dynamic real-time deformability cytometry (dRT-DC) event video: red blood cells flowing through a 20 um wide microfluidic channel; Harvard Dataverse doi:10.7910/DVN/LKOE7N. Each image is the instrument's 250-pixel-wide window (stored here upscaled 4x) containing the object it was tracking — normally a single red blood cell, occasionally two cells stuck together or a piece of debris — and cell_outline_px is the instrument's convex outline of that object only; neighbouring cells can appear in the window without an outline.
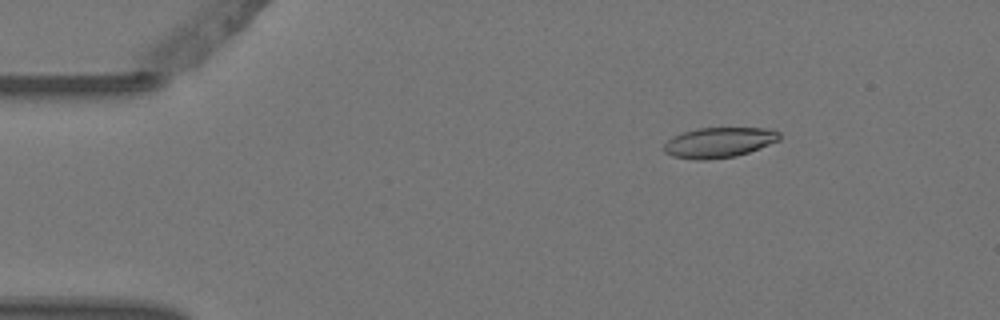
{"species": "Egyptian fruit bat (a non-hibernating species)", "species_latin": "Rousettus aegyptiacus", "temperature_condition": "warm", "stored_images_in_passage": 4, "camera_frame_rate_fps": 3000, "um_per_image_px": 0.085, "animal": {"sex": "female"}, "frame": {"image": 1, "passage_image": 1, "time_ms": 0.0, "image_size_px": [1000, 320], "cell_outline_px": [[780, 140], [748, 152], [736, 156], [708, 160], [696, 160], [672, 156], [664, 152], [664, 144], [672, 136], [696, 128], [764, 128], [780, 132]], "centroid_in_image_um": [61.09, 12.11], "position_along_channel_um": 23.9, "area_um2": 20.35}}